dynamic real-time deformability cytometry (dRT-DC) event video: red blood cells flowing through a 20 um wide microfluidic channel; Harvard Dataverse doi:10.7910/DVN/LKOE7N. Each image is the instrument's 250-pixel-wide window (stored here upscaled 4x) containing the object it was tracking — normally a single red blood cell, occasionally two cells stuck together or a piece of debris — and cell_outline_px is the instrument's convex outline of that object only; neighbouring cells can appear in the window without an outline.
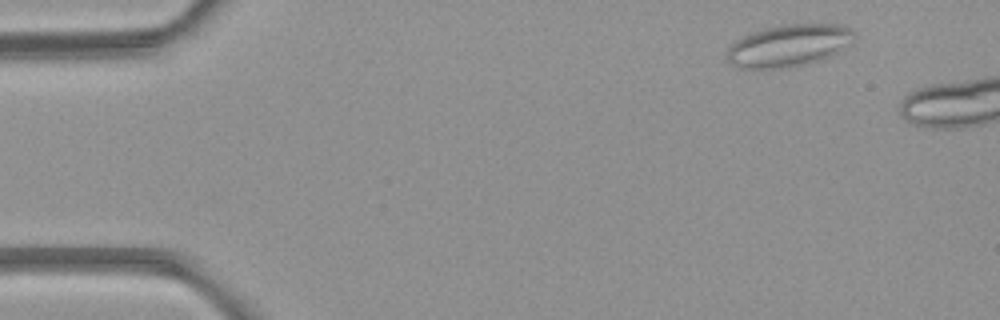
{"species": "common noctule bat (a hibernating species)", "species_latin": "Nyctalus noctula", "temperature_condition": "room temperature", "stored_images_in_passage": 3, "camera_frame_rate_fps": 3000, "um_per_image_px": 0.085, "animal": {"sex": "female", "body_mass_g": 21.9}, "frame": {"image": 1, "passage_image": 1, "time_ms": 0.0, "image_size_px": [1000, 320], "cell_outline_px": [[856, 40], [836, 52], [828, 56], [804, 64], [788, 68], [740, 68], [732, 64], [728, 60], [728, 48], [736, 40], [752, 32], [764, 28], [780, 24], [840, 24], [856, 32]], "centroid_in_image_um": [67.06, 3.85], "position_along_channel_um": 17.9, "area_um2": 31.04}}